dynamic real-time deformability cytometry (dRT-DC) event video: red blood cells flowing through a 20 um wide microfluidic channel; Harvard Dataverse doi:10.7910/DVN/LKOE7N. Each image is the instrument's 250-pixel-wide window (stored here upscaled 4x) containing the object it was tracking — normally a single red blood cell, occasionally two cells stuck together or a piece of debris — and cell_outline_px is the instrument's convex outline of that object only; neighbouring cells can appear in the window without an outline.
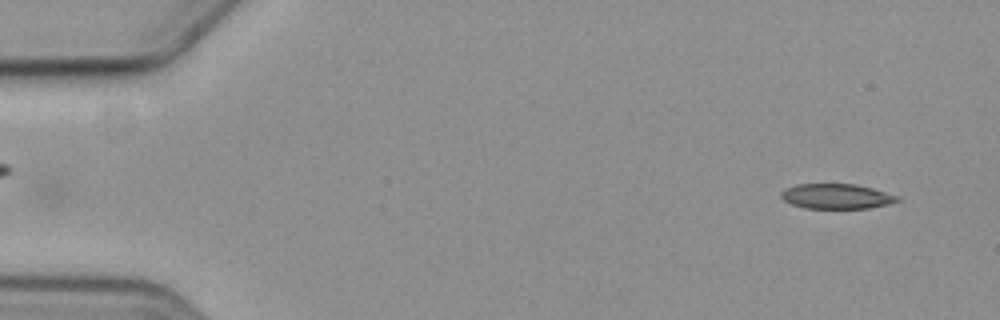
{"species": "common noctule bat (a hibernating species)", "species_latin": "Nyctalus noctula", "temperature_condition": "cold", "stored_images_in_passage": 10, "camera_frame_rate_fps": 3000, "um_per_image_px": 0.085, "animal": {"sex": "female", "body_mass_g": 19.3, "forearm_length_mm": 54.1}, "frame": {"image": 1, "passage_image": 10, "time_ms": 12.333, "image_size_px": [1000, 320], "cell_outline_px": [[900, 200], [868, 208], [804, 208], [792, 204], [784, 200], [780, 196], [780, 192], [784, 188], [796, 184], [856, 184], [872, 188], [900, 196]], "centroid_in_image_um": [71.06, 16.67], "position_along_channel_um": 13.9, "area_um2": 16.88}}